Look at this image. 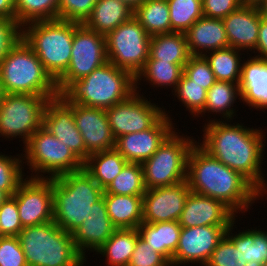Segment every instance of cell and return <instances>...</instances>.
<instances>
[{"label": "cell", "instance_id": "cell-29", "mask_svg": "<svg viewBox=\"0 0 267 266\" xmlns=\"http://www.w3.org/2000/svg\"><path fill=\"white\" fill-rule=\"evenodd\" d=\"M128 161L114 148L90 154L84 162V170L105 189L120 174Z\"/></svg>", "mask_w": 267, "mask_h": 266}, {"label": "cell", "instance_id": "cell-35", "mask_svg": "<svg viewBox=\"0 0 267 266\" xmlns=\"http://www.w3.org/2000/svg\"><path fill=\"white\" fill-rule=\"evenodd\" d=\"M235 223L234 220L227 228L205 266H245L247 262L242 255V232L232 233Z\"/></svg>", "mask_w": 267, "mask_h": 266}, {"label": "cell", "instance_id": "cell-33", "mask_svg": "<svg viewBox=\"0 0 267 266\" xmlns=\"http://www.w3.org/2000/svg\"><path fill=\"white\" fill-rule=\"evenodd\" d=\"M133 16L150 36L171 33L167 0H146L134 10Z\"/></svg>", "mask_w": 267, "mask_h": 266}, {"label": "cell", "instance_id": "cell-40", "mask_svg": "<svg viewBox=\"0 0 267 266\" xmlns=\"http://www.w3.org/2000/svg\"><path fill=\"white\" fill-rule=\"evenodd\" d=\"M174 97L176 96L179 101L182 102V105L186 107V110L189 111L192 117L196 116L204 109L207 100V90L202 87V85H198L197 83H193L184 72L177 84V88L175 89Z\"/></svg>", "mask_w": 267, "mask_h": 266}, {"label": "cell", "instance_id": "cell-11", "mask_svg": "<svg viewBox=\"0 0 267 266\" xmlns=\"http://www.w3.org/2000/svg\"><path fill=\"white\" fill-rule=\"evenodd\" d=\"M105 37L108 62L135 77L149 58L151 36L132 16Z\"/></svg>", "mask_w": 267, "mask_h": 266}, {"label": "cell", "instance_id": "cell-34", "mask_svg": "<svg viewBox=\"0 0 267 266\" xmlns=\"http://www.w3.org/2000/svg\"><path fill=\"white\" fill-rule=\"evenodd\" d=\"M240 52L233 47H226L204 55L217 81L240 82L243 62Z\"/></svg>", "mask_w": 267, "mask_h": 266}, {"label": "cell", "instance_id": "cell-55", "mask_svg": "<svg viewBox=\"0 0 267 266\" xmlns=\"http://www.w3.org/2000/svg\"><path fill=\"white\" fill-rule=\"evenodd\" d=\"M5 93L2 87V83L0 81V102L2 101L3 97H4Z\"/></svg>", "mask_w": 267, "mask_h": 266}, {"label": "cell", "instance_id": "cell-28", "mask_svg": "<svg viewBox=\"0 0 267 266\" xmlns=\"http://www.w3.org/2000/svg\"><path fill=\"white\" fill-rule=\"evenodd\" d=\"M185 33L156 34L150 38L149 58L184 65L191 57Z\"/></svg>", "mask_w": 267, "mask_h": 266}, {"label": "cell", "instance_id": "cell-48", "mask_svg": "<svg viewBox=\"0 0 267 266\" xmlns=\"http://www.w3.org/2000/svg\"><path fill=\"white\" fill-rule=\"evenodd\" d=\"M239 0H202L203 16L224 19L240 7Z\"/></svg>", "mask_w": 267, "mask_h": 266}, {"label": "cell", "instance_id": "cell-20", "mask_svg": "<svg viewBox=\"0 0 267 266\" xmlns=\"http://www.w3.org/2000/svg\"><path fill=\"white\" fill-rule=\"evenodd\" d=\"M236 217L223 202L190 191L178 222L181 227L231 225Z\"/></svg>", "mask_w": 267, "mask_h": 266}, {"label": "cell", "instance_id": "cell-46", "mask_svg": "<svg viewBox=\"0 0 267 266\" xmlns=\"http://www.w3.org/2000/svg\"><path fill=\"white\" fill-rule=\"evenodd\" d=\"M0 266H27L18 236L0 238Z\"/></svg>", "mask_w": 267, "mask_h": 266}, {"label": "cell", "instance_id": "cell-19", "mask_svg": "<svg viewBox=\"0 0 267 266\" xmlns=\"http://www.w3.org/2000/svg\"><path fill=\"white\" fill-rule=\"evenodd\" d=\"M73 116L89 154L115 148L105 109L73 103Z\"/></svg>", "mask_w": 267, "mask_h": 266}, {"label": "cell", "instance_id": "cell-14", "mask_svg": "<svg viewBox=\"0 0 267 266\" xmlns=\"http://www.w3.org/2000/svg\"><path fill=\"white\" fill-rule=\"evenodd\" d=\"M28 177L12 196L16 200L23 228L53 221L52 179Z\"/></svg>", "mask_w": 267, "mask_h": 266}, {"label": "cell", "instance_id": "cell-30", "mask_svg": "<svg viewBox=\"0 0 267 266\" xmlns=\"http://www.w3.org/2000/svg\"><path fill=\"white\" fill-rule=\"evenodd\" d=\"M240 96V97H239ZM239 97V98H238ZM241 101V90L239 83H232L227 81H216L207 91V100L204 109L196 116L207 113H217L221 115V120H232L237 114L234 106L236 99ZM224 118V119H222Z\"/></svg>", "mask_w": 267, "mask_h": 266}, {"label": "cell", "instance_id": "cell-42", "mask_svg": "<svg viewBox=\"0 0 267 266\" xmlns=\"http://www.w3.org/2000/svg\"><path fill=\"white\" fill-rule=\"evenodd\" d=\"M98 0H59L58 19L84 23Z\"/></svg>", "mask_w": 267, "mask_h": 266}, {"label": "cell", "instance_id": "cell-10", "mask_svg": "<svg viewBox=\"0 0 267 266\" xmlns=\"http://www.w3.org/2000/svg\"><path fill=\"white\" fill-rule=\"evenodd\" d=\"M48 100L30 94H5L0 102V137L6 140L22 138L25 145L42 126Z\"/></svg>", "mask_w": 267, "mask_h": 266}, {"label": "cell", "instance_id": "cell-25", "mask_svg": "<svg viewBox=\"0 0 267 266\" xmlns=\"http://www.w3.org/2000/svg\"><path fill=\"white\" fill-rule=\"evenodd\" d=\"M107 213L117 228L137 229L143 222V196L103 194Z\"/></svg>", "mask_w": 267, "mask_h": 266}, {"label": "cell", "instance_id": "cell-23", "mask_svg": "<svg viewBox=\"0 0 267 266\" xmlns=\"http://www.w3.org/2000/svg\"><path fill=\"white\" fill-rule=\"evenodd\" d=\"M249 57L242 62L241 100L249 107L267 110V62L255 55Z\"/></svg>", "mask_w": 267, "mask_h": 266}, {"label": "cell", "instance_id": "cell-41", "mask_svg": "<svg viewBox=\"0 0 267 266\" xmlns=\"http://www.w3.org/2000/svg\"><path fill=\"white\" fill-rule=\"evenodd\" d=\"M5 155L0 153V190L5 192L9 197L13 196L19 185L27 179L23 165V155L18 154Z\"/></svg>", "mask_w": 267, "mask_h": 266}, {"label": "cell", "instance_id": "cell-16", "mask_svg": "<svg viewBox=\"0 0 267 266\" xmlns=\"http://www.w3.org/2000/svg\"><path fill=\"white\" fill-rule=\"evenodd\" d=\"M42 126L64 143L83 163L89 157L73 116V103L60 95L49 99L43 112Z\"/></svg>", "mask_w": 267, "mask_h": 266}, {"label": "cell", "instance_id": "cell-13", "mask_svg": "<svg viewBox=\"0 0 267 266\" xmlns=\"http://www.w3.org/2000/svg\"><path fill=\"white\" fill-rule=\"evenodd\" d=\"M163 108L139 92L107 108L106 115L114 138L152 128L165 115Z\"/></svg>", "mask_w": 267, "mask_h": 266}, {"label": "cell", "instance_id": "cell-51", "mask_svg": "<svg viewBox=\"0 0 267 266\" xmlns=\"http://www.w3.org/2000/svg\"><path fill=\"white\" fill-rule=\"evenodd\" d=\"M128 5L133 11L146 0H119Z\"/></svg>", "mask_w": 267, "mask_h": 266}, {"label": "cell", "instance_id": "cell-4", "mask_svg": "<svg viewBox=\"0 0 267 266\" xmlns=\"http://www.w3.org/2000/svg\"><path fill=\"white\" fill-rule=\"evenodd\" d=\"M53 221L64 231L73 233L90 215L93 204L104 194L84 170L52 179Z\"/></svg>", "mask_w": 267, "mask_h": 266}, {"label": "cell", "instance_id": "cell-7", "mask_svg": "<svg viewBox=\"0 0 267 266\" xmlns=\"http://www.w3.org/2000/svg\"><path fill=\"white\" fill-rule=\"evenodd\" d=\"M80 24L57 19L32 22L22 27V39L38 56L45 70L55 81L68 68L74 30Z\"/></svg>", "mask_w": 267, "mask_h": 266}, {"label": "cell", "instance_id": "cell-53", "mask_svg": "<svg viewBox=\"0 0 267 266\" xmlns=\"http://www.w3.org/2000/svg\"><path fill=\"white\" fill-rule=\"evenodd\" d=\"M258 9L261 16L267 18V0H263L258 6Z\"/></svg>", "mask_w": 267, "mask_h": 266}, {"label": "cell", "instance_id": "cell-24", "mask_svg": "<svg viewBox=\"0 0 267 266\" xmlns=\"http://www.w3.org/2000/svg\"><path fill=\"white\" fill-rule=\"evenodd\" d=\"M191 55L204 56L208 52L229 47L222 19L202 16L185 32Z\"/></svg>", "mask_w": 267, "mask_h": 266}, {"label": "cell", "instance_id": "cell-2", "mask_svg": "<svg viewBox=\"0 0 267 266\" xmlns=\"http://www.w3.org/2000/svg\"><path fill=\"white\" fill-rule=\"evenodd\" d=\"M186 180L192 192L223 202L236 215L248 211L264 196L240 172L205 151L197 140L188 155Z\"/></svg>", "mask_w": 267, "mask_h": 266}, {"label": "cell", "instance_id": "cell-26", "mask_svg": "<svg viewBox=\"0 0 267 266\" xmlns=\"http://www.w3.org/2000/svg\"><path fill=\"white\" fill-rule=\"evenodd\" d=\"M134 11L119 0H98L83 23L90 30L107 35L133 16Z\"/></svg>", "mask_w": 267, "mask_h": 266}, {"label": "cell", "instance_id": "cell-43", "mask_svg": "<svg viewBox=\"0 0 267 266\" xmlns=\"http://www.w3.org/2000/svg\"><path fill=\"white\" fill-rule=\"evenodd\" d=\"M184 73L193 80V83L202 85L207 91L217 81L204 56L192 55L184 65Z\"/></svg>", "mask_w": 267, "mask_h": 266}, {"label": "cell", "instance_id": "cell-5", "mask_svg": "<svg viewBox=\"0 0 267 266\" xmlns=\"http://www.w3.org/2000/svg\"><path fill=\"white\" fill-rule=\"evenodd\" d=\"M0 81L5 94H30L48 99L59 95L56 81L22 38L0 62Z\"/></svg>", "mask_w": 267, "mask_h": 266}, {"label": "cell", "instance_id": "cell-52", "mask_svg": "<svg viewBox=\"0 0 267 266\" xmlns=\"http://www.w3.org/2000/svg\"><path fill=\"white\" fill-rule=\"evenodd\" d=\"M263 0H239L241 6L258 7Z\"/></svg>", "mask_w": 267, "mask_h": 266}, {"label": "cell", "instance_id": "cell-9", "mask_svg": "<svg viewBox=\"0 0 267 266\" xmlns=\"http://www.w3.org/2000/svg\"><path fill=\"white\" fill-rule=\"evenodd\" d=\"M175 130L141 165L146 189L178 184L187 178L188 155L195 139ZM194 139V140H193Z\"/></svg>", "mask_w": 267, "mask_h": 266}, {"label": "cell", "instance_id": "cell-27", "mask_svg": "<svg viewBox=\"0 0 267 266\" xmlns=\"http://www.w3.org/2000/svg\"><path fill=\"white\" fill-rule=\"evenodd\" d=\"M139 235L156 252L162 254L170 263L179 242L181 225L178 221L145 223L137 228Z\"/></svg>", "mask_w": 267, "mask_h": 266}, {"label": "cell", "instance_id": "cell-38", "mask_svg": "<svg viewBox=\"0 0 267 266\" xmlns=\"http://www.w3.org/2000/svg\"><path fill=\"white\" fill-rule=\"evenodd\" d=\"M171 32L185 33L203 16L202 0H167Z\"/></svg>", "mask_w": 267, "mask_h": 266}, {"label": "cell", "instance_id": "cell-12", "mask_svg": "<svg viewBox=\"0 0 267 266\" xmlns=\"http://www.w3.org/2000/svg\"><path fill=\"white\" fill-rule=\"evenodd\" d=\"M108 62L106 37L83 23L74 30L71 60L66 72L56 81L60 93L71 81L88 76Z\"/></svg>", "mask_w": 267, "mask_h": 266}, {"label": "cell", "instance_id": "cell-49", "mask_svg": "<svg viewBox=\"0 0 267 266\" xmlns=\"http://www.w3.org/2000/svg\"><path fill=\"white\" fill-rule=\"evenodd\" d=\"M255 57L264 58L267 55V18L261 17Z\"/></svg>", "mask_w": 267, "mask_h": 266}, {"label": "cell", "instance_id": "cell-3", "mask_svg": "<svg viewBox=\"0 0 267 266\" xmlns=\"http://www.w3.org/2000/svg\"><path fill=\"white\" fill-rule=\"evenodd\" d=\"M135 77L110 62L82 79L71 81L59 95L67 103L107 109L135 93Z\"/></svg>", "mask_w": 267, "mask_h": 266}, {"label": "cell", "instance_id": "cell-36", "mask_svg": "<svg viewBox=\"0 0 267 266\" xmlns=\"http://www.w3.org/2000/svg\"><path fill=\"white\" fill-rule=\"evenodd\" d=\"M59 0H14L16 22L21 26L58 19Z\"/></svg>", "mask_w": 267, "mask_h": 266}, {"label": "cell", "instance_id": "cell-54", "mask_svg": "<svg viewBox=\"0 0 267 266\" xmlns=\"http://www.w3.org/2000/svg\"><path fill=\"white\" fill-rule=\"evenodd\" d=\"M9 196L0 190V205L8 198Z\"/></svg>", "mask_w": 267, "mask_h": 266}, {"label": "cell", "instance_id": "cell-39", "mask_svg": "<svg viewBox=\"0 0 267 266\" xmlns=\"http://www.w3.org/2000/svg\"><path fill=\"white\" fill-rule=\"evenodd\" d=\"M242 255L245 266H261L267 260V232L257 227L243 230Z\"/></svg>", "mask_w": 267, "mask_h": 266}, {"label": "cell", "instance_id": "cell-32", "mask_svg": "<svg viewBox=\"0 0 267 266\" xmlns=\"http://www.w3.org/2000/svg\"><path fill=\"white\" fill-rule=\"evenodd\" d=\"M184 72V68L179 64L165 62L162 60H147L141 71L135 76V90L139 91L142 78L144 82H149L153 87L177 88V84Z\"/></svg>", "mask_w": 267, "mask_h": 266}, {"label": "cell", "instance_id": "cell-44", "mask_svg": "<svg viewBox=\"0 0 267 266\" xmlns=\"http://www.w3.org/2000/svg\"><path fill=\"white\" fill-rule=\"evenodd\" d=\"M127 266H171V263L139 236Z\"/></svg>", "mask_w": 267, "mask_h": 266}, {"label": "cell", "instance_id": "cell-21", "mask_svg": "<svg viewBox=\"0 0 267 266\" xmlns=\"http://www.w3.org/2000/svg\"><path fill=\"white\" fill-rule=\"evenodd\" d=\"M117 228L107 213L104 197L93 204L90 215L72 233L75 248L86 260V250L97 252Z\"/></svg>", "mask_w": 267, "mask_h": 266}, {"label": "cell", "instance_id": "cell-1", "mask_svg": "<svg viewBox=\"0 0 267 266\" xmlns=\"http://www.w3.org/2000/svg\"><path fill=\"white\" fill-rule=\"evenodd\" d=\"M211 118L203 127V141L198 144L232 170L240 172L263 195L267 181L262 173L265 132L242 123ZM230 122V124L228 123ZM264 142V143H263Z\"/></svg>", "mask_w": 267, "mask_h": 266}, {"label": "cell", "instance_id": "cell-15", "mask_svg": "<svg viewBox=\"0 0 267 266\" xmlns=\"http://www.w3.org/2000/svg\"><path fill=\"white\" fill-rule=\"evenodd\" d=\"M230 225L182 227L171 266H205Z\"/></svg>", "mask_w": 267, "mask_h": 266}, {"label": "cell", "instance_id": "cell-17", "mask_svg": "<svg viewBox=\"0 0 267 266\" xmlns=\"http://www.w3.org/2000/svg\"><path fill=\"white\" fill-rule=\"evenodd\" d=\"M190 191L187 180L172 186L146 189L143 195V222L178 221Z\"/></svg>", "mask_w": 267, "mask_h": 266}, {"label": "cell", "instance_id": "cell-45", "mask_svg": "<svg viewBox=\"0 0 267 266\" xmlns=\"http://www.w3.org/2000/svg\"><path fill=\"white\" fill-rule=\"evenodd\" d=\"M22 229L16 200L8 197L0 205V231L3 236H18Z\"/></svg>", "mask_w": 267, "mask_h": 266}, {"label": "cell", "instance_id": "cell-18", "mask_svg": "<svg viewBox=\"0 0 267 266\" xmlns=\"http://www.w3.org/2000/svg\"><path fill=\"white\" fill-rule=\"evenodd\" d=\"M165 115L148 130L120 136L115 139V149L128 163H140L148 160L176 129L170 115Z\"/></svg>", "mask_w": 267, "mask_h": 266}, {"label": "cell", "instance_id": "cell-47", "mask_svg": "<svg viewBox=\"0 0 267 266\" xmlns=\"http://www.w3.org/2000/svg\"><path fill=\"white\" fill-rule=\"evenodd\" d=\"M22 38V27L14 20L0 18V62Z\"/></svg>", "mask_w": 267, "mask_h": 266}, {"label": "cell", "instance_id": "cell-31", "mask_svg": "<svg viewBox=\"0 0 267 266\" xmlns=\"http://www.w3.org/2000/svg\"><path fill=\"white\" fill-rule=\"evenodd\" d=\"M139 236L138 229H116L96 254L107 258V266H127Z\"/></svg>", "mask_w": 267, "mask_h": 266}, {"label": "cell", "instance_id": "cell-56", "mask_svg": "<svg viewBox=\"0 0 267 266\" xmlns=\"http://www.w3.org/2000/svg\"><path fill=\"white\" fill-rule=\"evenodd\" d=\"M261 266H267V260Z\"/></svg>", "mask_w": 267, "mask_h": 266}, {"label": "cell", "instance_id": "cell-37", "mask_svg": "<svg viewBox=\"0 0 267 266\" xmlns=\"http://www.w3.org/2000/svg\"><path fill=\"white\" fill-rule=\"evenodd\" d=\"M145 192L143 168L140 163H127L104 189V194L127 196H143Z\"/></svg>", "mask_w": 267, "mask_h": 266}, {"label": "cell", "instance_id": "cell-22", "mask_svg": "<svg viewBox=\"0 0 267 266\" xmlns=\"http://www.w3.org/2000/svg\"><path fill=\"white\" fill-rule=\"evenodd\" d=\"M261 14L258 7L240 6L223 19L229 47L255 52Z\"/></svg>", "mask_w": 267, "mask_h": 266}, {"label": "cell", "instance_id": "cell-6", "mask_svg": "<svg viewBox=\"0 0 267 266\" xmlns=\"http://www.w3.org/2000/svg\"><path fill=\"white\" fill-rule=\"evenodd\" d=\"M27 266H84L73 235L54 221L24 227L18 235Z\"/></svg>", "mask_w": 267, "mask_h": 266}, {"label": "cell", "instance_id": "cell-8", "mask_svg": "<svg viewBox=\"0 0 267 266\" xmlns=\"http://www.w3.org/2000/svg\"><path fill=\"white\" fill-rule=\"evenodd\" d=\"M23 150L22 157L26 160L23 163L31 170V178L53 179L84 168V163L43 126L30 137Z\"/></svg>", "mask_w": 267, "mask_h": 266}, {"label": "cell", "instance_id": "cell-50", "mask_svg": "<svg viewBox=\"0 0 267 266\" xmlns=\"http://www.w3.org/2000/svg\"><path fill=\"white\" fill-rule=\"evenodd\" d=\"M0 18L16 21L14 0H0Z\"/></svg>", "mask_w": 267, "mask_h": 266}]
</instances>
